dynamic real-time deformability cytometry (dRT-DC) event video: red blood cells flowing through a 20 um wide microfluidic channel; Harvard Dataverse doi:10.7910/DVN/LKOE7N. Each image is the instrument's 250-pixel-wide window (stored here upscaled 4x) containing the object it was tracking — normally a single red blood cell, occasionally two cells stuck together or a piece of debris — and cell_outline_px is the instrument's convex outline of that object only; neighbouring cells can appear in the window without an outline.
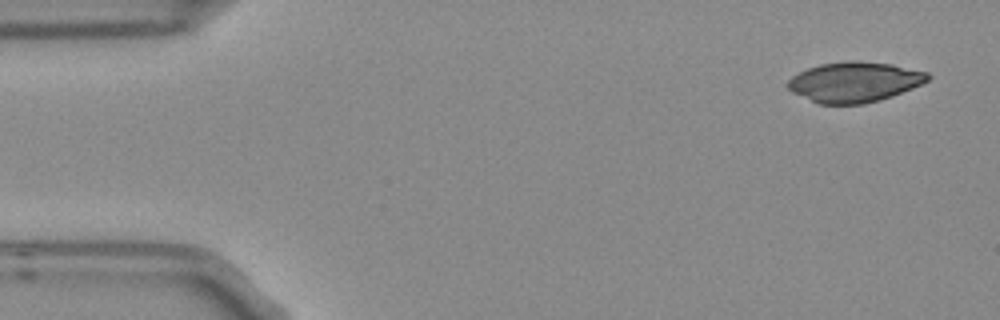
{"species": "Egyptian fruit bat (a non-hibernating species)", "species_latin": "Rousettus aegyptiacus", "temperature_condition": "room temperature", "stored_images_in_passage": 7, "camera_frame_rate_fps": 3000, "um_per_image_px": 0.085, "frame": {"image": 1, "passage_image": 1, "time_ms": 0.0, "image_size_px": [1000, 320], "cell_outline_px": [[932, 76], [928, 80], [912, 88], [892, 96], [880, 100], [864, 104], [820, 104], [792, 92], [788, 88], [788, 80], [792, 76], [808, 68], [820, 64], [848, 60], [856, 60], [892, 64], [928, 72]], "centroid_in_image_um": [72.64, 6.96], "position_along_channel_um": 12.4, "area_um2": 32.77}}
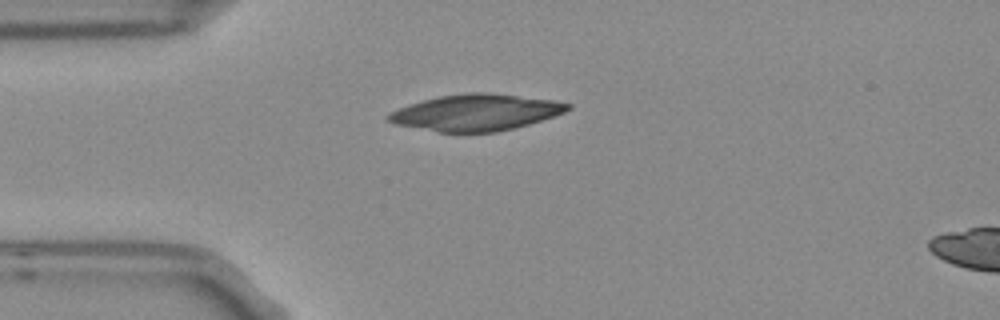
{"frame": {"image": 2, "passage_image": 3, "time_ms": 0.667, "image_size_px": [1000, 320], "cell_outline_px": [[572, 108], [564, 112], [528, 124], [496, 132], [440, 132], [396, 124], [388, 120], [384, 116], [408, 104], [440, 96], [468, 92], [488, 92], [556, 100], [572, 104]], "centroid_in_image_um": [40.48, 9.55], "position_along_channel_um": 44.5, "area_um2": 37.74}}